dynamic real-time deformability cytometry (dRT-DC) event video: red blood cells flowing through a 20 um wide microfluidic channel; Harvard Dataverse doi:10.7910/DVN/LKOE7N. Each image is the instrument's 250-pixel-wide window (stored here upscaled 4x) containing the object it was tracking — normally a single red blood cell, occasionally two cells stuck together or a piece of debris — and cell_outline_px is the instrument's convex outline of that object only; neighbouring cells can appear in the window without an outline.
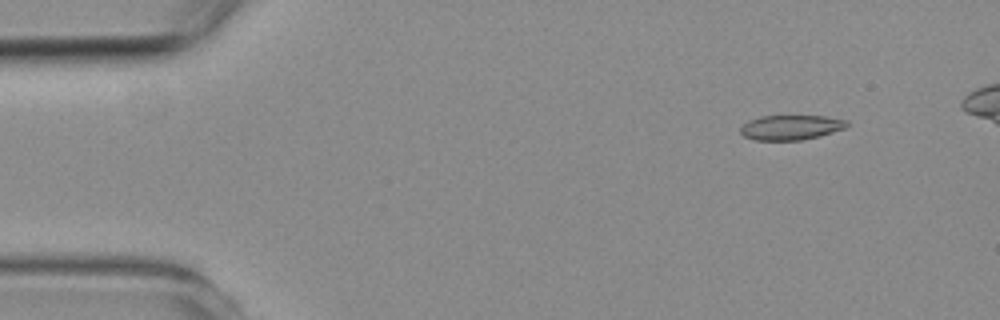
{"species": "common noctule bat (a hibernating species)", "species_latin": "Nyctalus noctula", "temperature_condition": "room temperature", "stored_images_in_passage": 6, "camera_frame_rate_fps": 3000, "um_per_image_px": 0.085, "animal": {"sex": "female", "body_mass_g": 19.3, "forearm_length_mm": 54.1}, "frame": {"image": 1, "passage_image": 1, "time_ms": 0.0, "image_size_px": [1000, 320], "cell_outline_px": [[848, 124], [844, 128], [820, 136], [800, 140], [756, 140], [744, 136], [740, 132], [740, 128], [748, 120], [760, 116], [824, 116], [848, 120]], "centroid_in_image_um": [67.21, 10.82], "position_along_channel_um": 17.8, "area_um2": 15.32}}
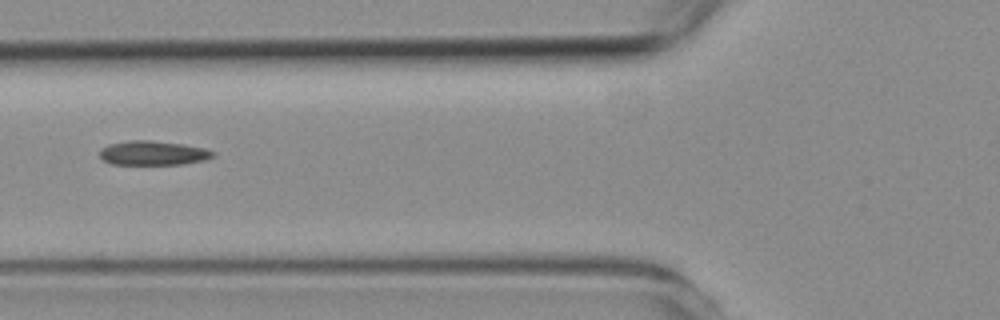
{"frame": {"image": 2, "passage_image": 5, "time_ms": 4.667, "image_size_px": [1000, 320], "cell_outline_px": [[216, 156], [204, 160], [184, 164], [112, 164], [104, 160], [100, 156], [100, 148], [108, 144], [132, 140], [148, 140], [184, 144], [204, 148], [216, 152]], "centroid_in_image_um": [13.04, 13.0], "position_along_channel_um": 112.8, "area_um2": 16.07}}
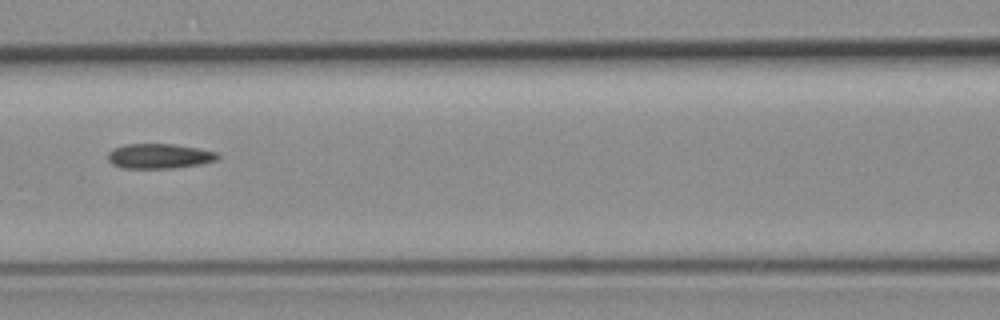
{"frame": {"image": 3, "passage_image": 6, "time_ms": 5.667, "image_size_px": [1000, 320], "cell_outline_px": [[220, 156], [216, 160], [200, 164], [172, 168], [120, 168], [112, 164], [108, 160], [108, 152], [112, 148], [124, 144], [172, 144], [196, 148], [216, 152]], "centroid_in_image_um": [13.48, 13.27], "position_along_channel_um": 153.1, "area_um2": 15.9}}